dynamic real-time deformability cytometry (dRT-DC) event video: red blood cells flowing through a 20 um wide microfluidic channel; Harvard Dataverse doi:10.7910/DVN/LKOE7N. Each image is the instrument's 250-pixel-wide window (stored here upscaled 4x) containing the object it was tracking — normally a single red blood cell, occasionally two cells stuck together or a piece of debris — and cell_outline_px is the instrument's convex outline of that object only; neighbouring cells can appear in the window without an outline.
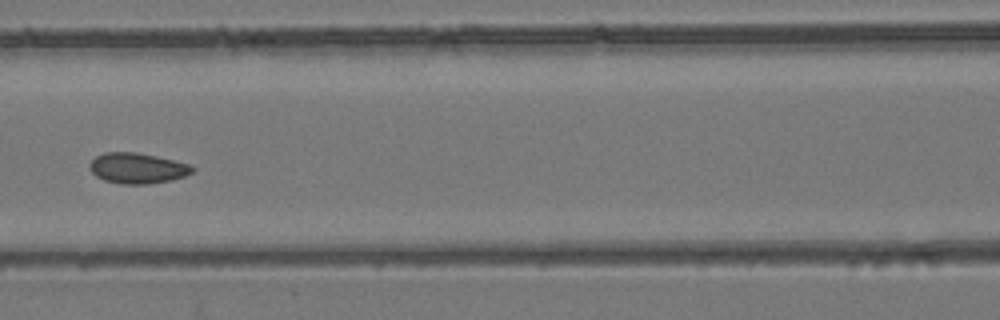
{"species": "common noctule bat (a hibernating species)", "species_latin": "Nyctalus noctula", "temperature_condition": "room temperature", "stored_images_in_passage": 6, "camera_frame_rate_fps": 3000, "um_per_image_px": 0.085, "animal": {"sex": "female", "body_mass_g": 24.6, "forearm_length_mm": 56.2}, "frame": {"image": 1, "passage_image": 6, "time_ms": 5.667, "image_size_px": [1000, 320], "cell_outline_px": [[196, 168], [192, 172], [184, 176], [172, 180], [148, 184], [120, 184], [104, 180], [96, 176], [88, 168], [88, 164], [96, 156], [104, 152], [136, 152], [156, 156], [188, 164]], "centroid_in_image_um": [11.64, 14.3], "position_along_channel_um": 155.0, "area_um2": 18.32}}